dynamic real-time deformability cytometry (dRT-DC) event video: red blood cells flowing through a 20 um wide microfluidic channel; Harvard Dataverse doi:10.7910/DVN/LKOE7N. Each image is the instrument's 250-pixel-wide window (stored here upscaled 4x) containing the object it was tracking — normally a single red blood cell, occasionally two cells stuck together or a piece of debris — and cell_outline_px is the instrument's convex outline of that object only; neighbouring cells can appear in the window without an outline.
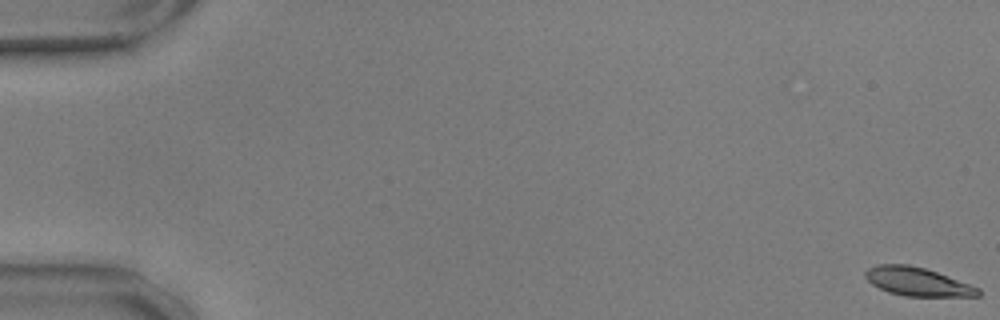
{"species": "common noctule bat (a hibernating species)", "species_latin": "Nyctalus noctula", "temperature_condition": "warm", "stored_images_in_passage": 9, "camera_frame_rate_fps": 3000, "um_per_image_px": 0.085, "animal": {"sex": "male", "body_mass_g": 17.9, "forearm_length_mm": 54.2}, "frame": {"image": 1, "passage_image": 1, "time_ms": 0.0, "image_size_px": [1000, 320], "cell_outline_px": [[980, 296], [904, 296], [888, 292], [872, 284], [864, 276], [864, 272], [868, 268], [876, 264], [908, 264], [924, 268], [936, 272], [980, 288]], "centroid_in_image_um": [77.95, 23.94], "position_along_channel_um": 7.1, "area_um2": 18.61}}